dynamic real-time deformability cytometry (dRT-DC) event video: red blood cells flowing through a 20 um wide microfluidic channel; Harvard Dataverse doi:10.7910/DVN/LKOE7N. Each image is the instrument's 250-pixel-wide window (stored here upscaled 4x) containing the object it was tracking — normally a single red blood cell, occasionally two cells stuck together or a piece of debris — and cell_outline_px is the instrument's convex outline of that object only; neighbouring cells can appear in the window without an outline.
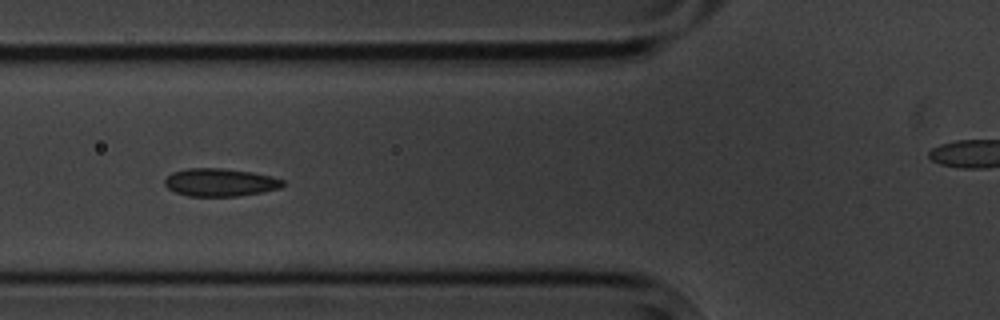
{"species": "common noctule bat (a hibernating species)", "species_latin": "Nyctalus noctula", "temperature_condition": "cold", "stored_images_in_passage": 10, "segment_of_instrument_passage": [1, 2], "camera_frame_rate_fps": 3000, "um_per_image_px": 0.085, "animal": {"sex": "male", "body_mass_g": 20.1, "forearm_length_mm": 53.5}, "frame": {"image": 1, "passage_image": 5, "time_ms": 4.667, "image_size_px": [1000, 320], "cell_outline_px": [[284, 184], [280, 188], [240, 196], [188, 196], [176, 192], [168, 188], [164, 184], [164, 180], [172, 172], [188, 168], [220, 168], [252, 172], [272, 176], [284, 180]], "centroid_in_image_um": [18.7, 15.5], "position_along_channel_um": 107.1, "area_um2": 19.13}}
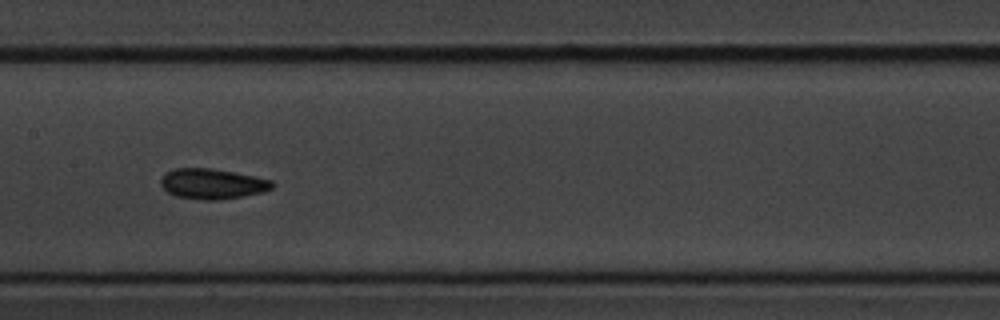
{"frame": {"image": 2, "passage_image": 7, "time_ms": 7.0, "image_size_px": [1000, 320], "cell_outline_px": [[276, 184], [272, 188], [264, 192], [244, 196], [220, 200], [204, 200], [176, 196], [168, 192], [160, 184], [160, 180], [168, 172], [176, 168], [212, 168], [272, 180]], "centroid_in_image_um": [18.08, 15.63], "position_along_channel_um": 189.3, "area_um2": 19.59}}
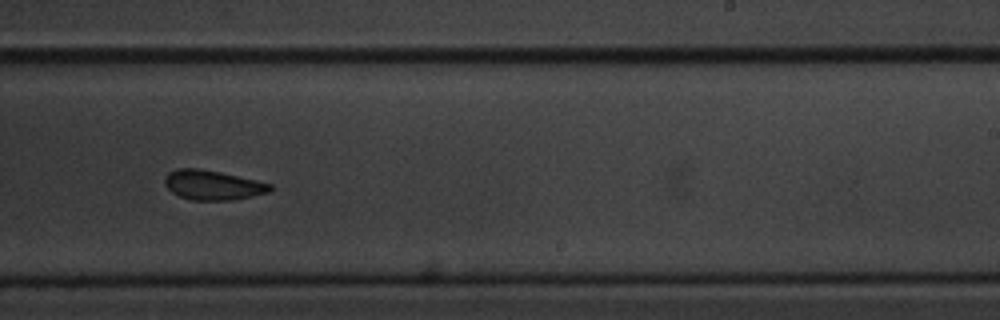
{"frame": {"image": 3, "passage_image": 9, "time_ms": 9.333, "image_size_px": [1000, 320], "cell_outline_px": [[272, 188], [268, 192], [252, 196], [232, 200], [192, 200], [180, 196], [172, 192], [164, 184], [164, 180], [168, 172], [176, 168], [196, 168], [220, 172], [272, 184]], "centroid_in_image_um": [18.05, 15.73], "position_along_channel_um": 271.0, "area_um2": 18.03}}